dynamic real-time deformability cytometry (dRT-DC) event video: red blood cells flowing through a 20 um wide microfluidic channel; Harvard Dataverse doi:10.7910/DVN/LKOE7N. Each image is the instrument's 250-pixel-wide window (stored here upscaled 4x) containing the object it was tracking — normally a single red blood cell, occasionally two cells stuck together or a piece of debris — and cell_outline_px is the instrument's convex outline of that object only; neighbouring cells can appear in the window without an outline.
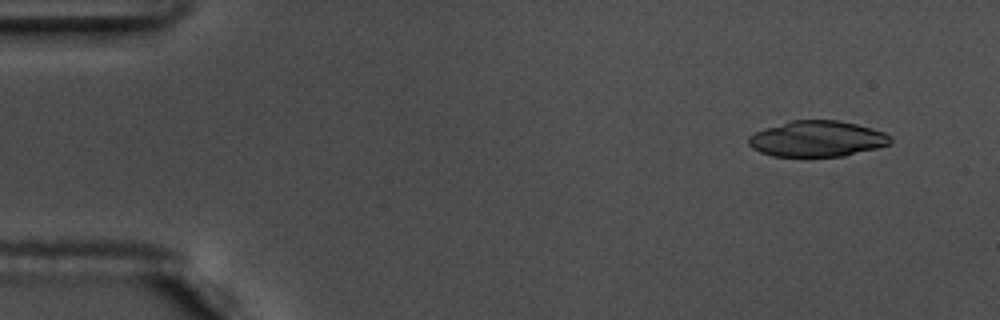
{"species": "common noctule bat (a hibernating species)", "species_latin": "Nyctalus noctula", "temperature_condition": "warm", "stored_images_in_passage": 53, "camera_frame_rate_fps": 3000, "um_per_image_px": 0.085, "animal": {"sex": "male", "body_mass_g": 17.5, "forearm_length_mm": 52.3}, "frame": {"image": 1, "passage_image": 2, "time_ms": 0.333, "image_size_px": [1000, 320], "cell_outline_px": [[892, 144], [844, 156], [772, 156], [760, 152], [752, 148], [748, 144], [748, 136], [764, 128], [792, 120], [840, 120], [872, 128], [884, 132], [892, 136]], "centroid_in_image_um": [69.47, 11.79], "position_along_channel_um": 15.5, "area_um2": 29.77}}
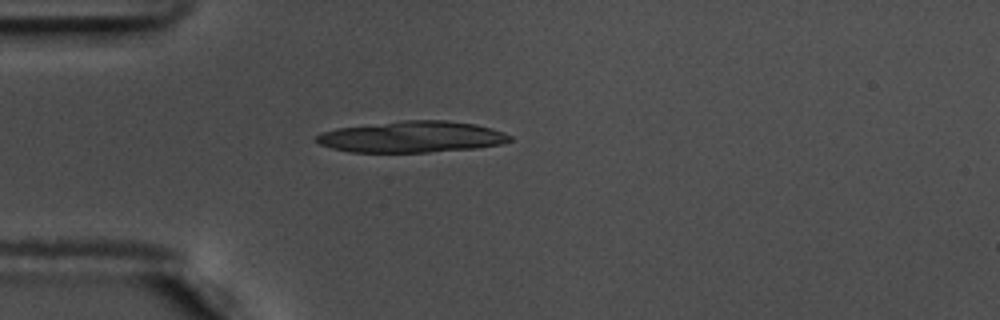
{"frame": {"image": 2, "passage_image": 13, "time_ms": 4.0, "image_size_px": [1000, 320], "cell_outline_px": [[512, 140], [500, 144], [476, 148], [428, 152], [348, 152], [332, 148], [320, 144], [316, 140], [316, 136], [320, 132], [336, 128], [404, 120], [444, 120], [476, 124], [492, 128], [504, 132], [512, 136]], "centroid_in_image_um": [35.01, 11.63], "position_along_channel_um": 50.0, "area_um2": 35.32}}